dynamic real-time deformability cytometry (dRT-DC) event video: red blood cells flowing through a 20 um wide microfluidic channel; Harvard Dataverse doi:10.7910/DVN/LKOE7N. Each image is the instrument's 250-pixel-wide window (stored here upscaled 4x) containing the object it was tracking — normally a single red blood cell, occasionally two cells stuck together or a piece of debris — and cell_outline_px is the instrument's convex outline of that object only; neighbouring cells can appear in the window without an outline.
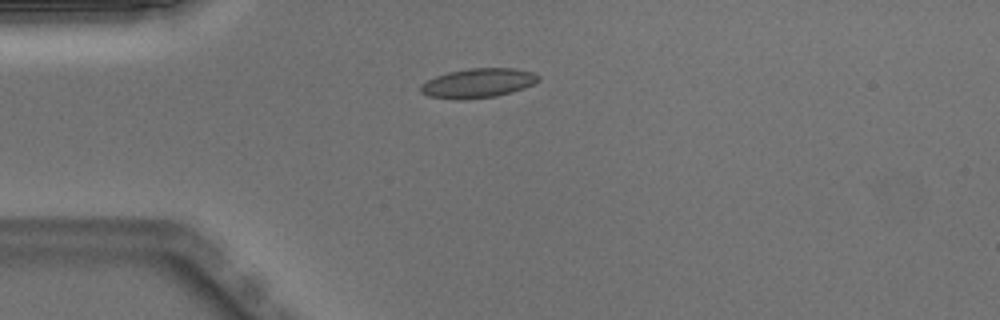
{"species": "Egyptian fruit bat (a non-hibernating species)", "species_latin": "Rousettus aegyptiacus", "temperature_condition": "warm", "stored_images_in_passage": 33, "camera_frame_rate_fps": 3000, "um_per_image_px": 0.085, "animal": {"sex": "male"}, "frame": {"image": 1, "passage_image": 1, "time_ms": 0.0, "image_size_px": [1000, 320], "cell_outline_px": [[540, 80], [524, 88], [512, 92], [496, 96], [464, 100], [456, 100], [428, 96], [420, 92], [420, 84], [436, 76], [448, 72], [468, 68], [516, 68], [536, 72], [540, 76]], "centroid_in_image_um": [40.65, 7.06], "position_along_channel_um": 44.4, "area_um2": 20.46}}
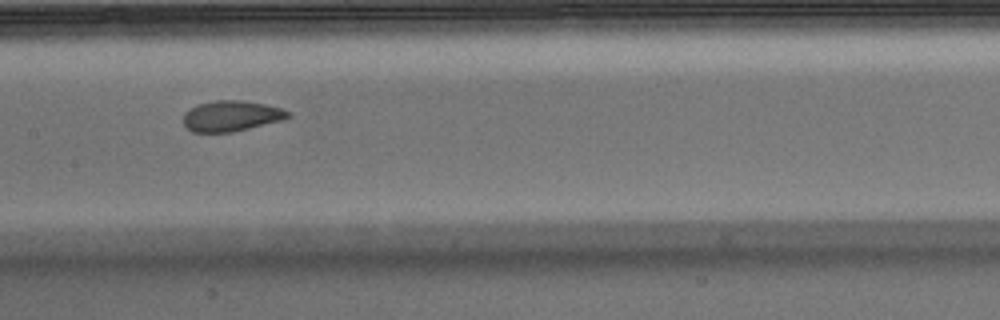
{"frame": {"image": 2, "passage_image": 13, "time_ms": 4.0, "image_size_px": [1000, 320], "cell_outline_px": [[292, 116], [280, 120], [232, 132], [192, 132], [184, 124], [184, 116], [192, 108], [200, 104], [212, 100], [240, 100], [264, 104], [280, 108], [292, 112]], "centroid_in_image_um": [19.68, 9.85], "position_along_channel_um": 187.7, "area_um2": 18.32}}
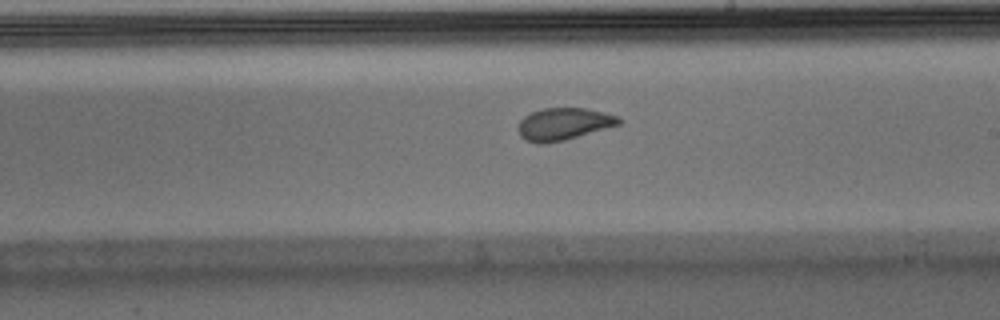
{"frame": {"image": 3, "passage_image": 17, "time_ms": 5.333, "image_size_px": [1000, 320], "cell_outline_px": [[624, 120], [620, 124], [564, 140], [544, 144], [540, 144], [524, 140], [520, 136], [516, 128], [520, 120], [524, 116], [540, 108], [584, 108], [604, 112], [620, 116]], "centroid_in_image_um": [47.89, 10.53], "position_along_channel_um": 241.1, "area_um2": 19.07}}